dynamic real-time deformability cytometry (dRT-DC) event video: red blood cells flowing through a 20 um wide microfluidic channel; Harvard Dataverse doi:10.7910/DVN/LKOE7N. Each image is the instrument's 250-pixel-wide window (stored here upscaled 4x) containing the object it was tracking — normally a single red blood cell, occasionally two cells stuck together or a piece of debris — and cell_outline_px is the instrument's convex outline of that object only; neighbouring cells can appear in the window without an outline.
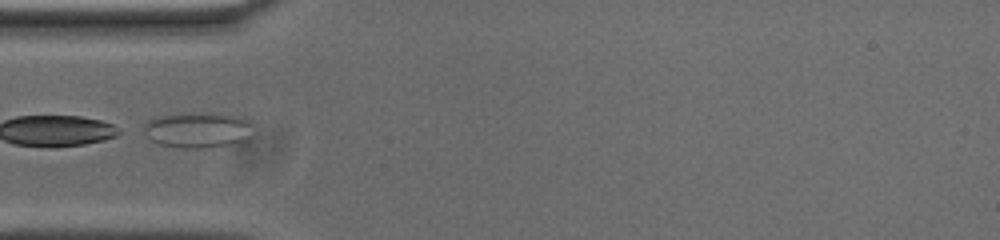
{"species": "common noctule bat (a hibernating species)", "species_latin": "Nyctalus noctula", "temperature_condition": "cold", "stored_images_in_passage": 20, "camera_frame_rate_fps": 3000, "um_per_image_px": 0.085, "animal": {"sex": "male", "body_mass_g": 20.0, "forearm_length_mm": 53.3}, "frame": {"image": 1, "passage_image": 1, "time_ms": 0.0, "image_size_px": [1000, 240], "cell_outline_px": [[252, 140], [244, 144], [208, 148], [180, 148], [160, 144], [152, 140], [144, 132], [144, 124], [148, 120], [160, 116], [184, 112], [228, 112], [244, 120], [248, 124], [252, 136]], "centroid_in_image_um": [16.87, 11.05], "position_along_channel_um": 68.1, "area_um2": 23.47}}